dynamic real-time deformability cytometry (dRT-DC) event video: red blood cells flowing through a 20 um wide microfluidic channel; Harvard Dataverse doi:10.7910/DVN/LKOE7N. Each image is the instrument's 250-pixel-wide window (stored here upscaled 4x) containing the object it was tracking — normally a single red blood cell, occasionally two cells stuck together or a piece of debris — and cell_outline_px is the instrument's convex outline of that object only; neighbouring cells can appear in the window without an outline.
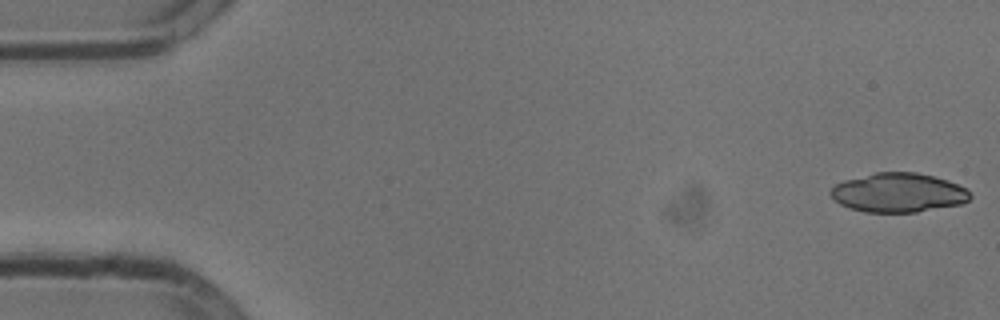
{"species": "common noctule bat (a hibernating species)", "species_latin": "Nyctalus noctula", "temperature_condition": "cold", "stored_images_in_passage": 53, "camera_frame_rate_fps": 3000, "um_per_image_px": 0.085, "animal": {"sex": "male", "body_mass_g": 13.3}, "frame": {"image": 1, "passage_image": 1, "time_ms": 0.0, "image_size_px": [1000, 320], "cell_outline_px": [[972, 196], [968, 200], [960, 204], [916, 212], [864, 212], [840, 204], [828, 192], [836, 184], [844, 180], [876, 172], [916, 172], [948, 180], [968, 188]], "centroid_in_image_um": [76.38, 16.37], "position_along_channel_um": 8.6, "area_um2": 31.79}}
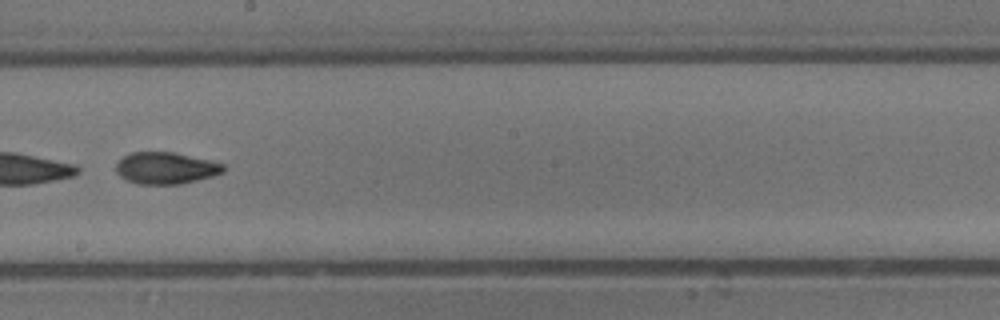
{"frame": {"image": 2, "passage_image": 30, "time_ms": 9.667, "image_size_px": [1000, 320], "cell_outline_px": [[228, 164], [224, 172], [212, 176], [180, 184], [136, 184], [120, 176], [116, 172], [116, 164], [124, 156], [132, 152], [172, 152], [212, 160]], "centroid_in_image_um": [14.14, 14.28], "position_along_channel_um": 234.1, "area_um2": 20.0}}